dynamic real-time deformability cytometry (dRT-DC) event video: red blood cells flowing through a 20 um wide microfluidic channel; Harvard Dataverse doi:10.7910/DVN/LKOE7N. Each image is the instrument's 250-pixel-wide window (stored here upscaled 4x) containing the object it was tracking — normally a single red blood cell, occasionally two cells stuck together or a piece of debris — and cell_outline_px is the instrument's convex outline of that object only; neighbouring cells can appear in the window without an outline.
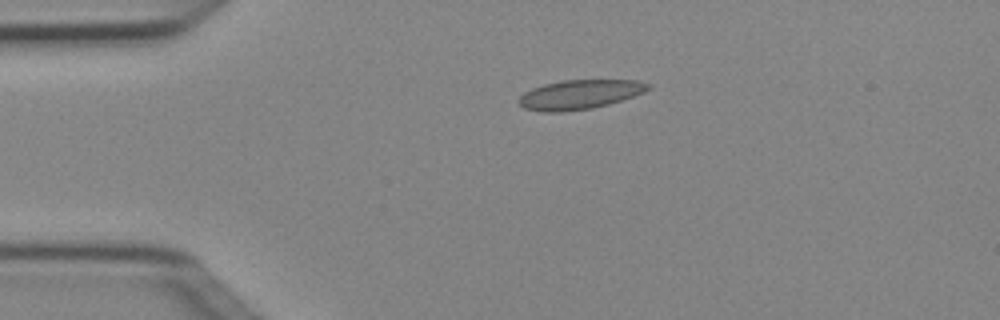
{"species": "Egyptian fruit bat (a non-hibernating species)", "species_latin": "Rousettus aegyptiacus", "temperature_condition": "cold", "stored_images_in_passage": 2, "camera_frame_rate_fps": 3000, "um_per_image_px": 0.085, "animal": {"sex": "female"}, "frame": {"image": 1, "passage_image": 1, "time_ms": 0.0, "image_size_px": [1000, 320], "cell_outline_px": [[652, 88], [644, 92], [608, 104], [592, 108], [560, 112], [544, 112], [524, 108], [516, 100], [524, 92], [532, 88], [544, 84], [560, 80], [636, 80], [652, 84]], "centroid_in_image_um": [49.26, 8.02], "position_along_channel_um": 35.7, "area_um2": 22.14}}